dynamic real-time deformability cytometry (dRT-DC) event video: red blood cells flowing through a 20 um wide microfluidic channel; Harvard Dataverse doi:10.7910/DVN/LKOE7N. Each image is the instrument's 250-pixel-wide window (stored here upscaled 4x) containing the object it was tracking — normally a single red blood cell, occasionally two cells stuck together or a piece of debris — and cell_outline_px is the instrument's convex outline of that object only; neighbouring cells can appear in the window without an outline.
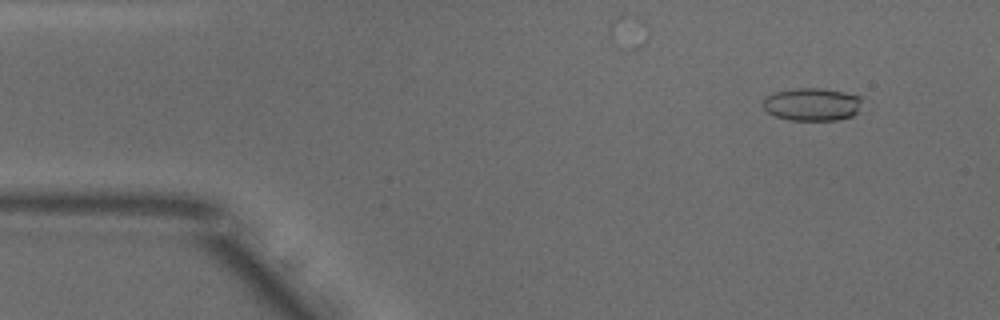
{"species": "common noctule bat (a hibernating species)", "species_latin": "Nyctalus noctula", "temperature_condition": "warm", "stored_images_in_passage": 52, "camera_frame_rate_fps": 3000, "um_per_image_px": 0.085, "animal": {"sex": "male", "body_mass_g": 18.8}, "frame": {"image": 1, "passage_image": 5, "time_ms": 1.333, "image_size_px": [1000, 320], "cell_outline_px": [[860, 100], [856, 112], [852, 116], [836, 120], [788, 120], [776, 116], [768, 112], [760, 104], [764, 96], [776, 92], [796, 88], [820, 88], [844, 92], [860, 96]], "centroid_in_image_um": [68.95, 8.86], "position_along_channel_um": 16.1, "area_um2": 18.9}}
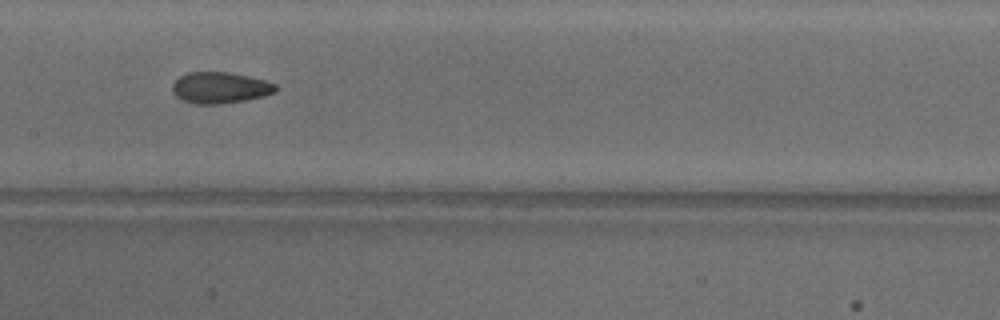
{"frame": {"image": 2, "passage_image": 25, "time_ms": 8.0, "image_size_px": [1000, 320], "cell_outline_px": [[280, 88], [276, 92], [264, 96], [248, 100], [216, 104], [196, 104], [184, 100], [176, 96], [172, 92], [172, 84], [180, 76], [188, 72], [232, 72], [264, 80], [276, 84]], "centroid_in_image_um": [18.74, 7.45], "position_along_channel_um": 188.7, "area_um2": 18.96}}
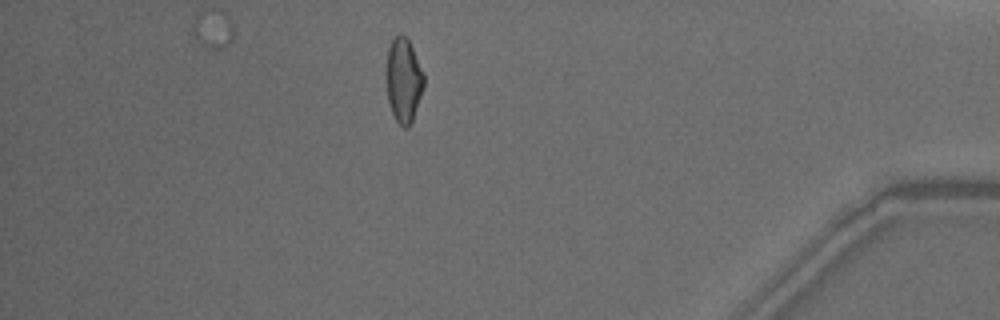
{"frame": {"image": 3, "passage_image": 45, "time_ms": 14.667, "image_size_px": [1000, 320], "cell_outline_px": [[424, 88], [412, 120], [408, 128], [404, 128], [396, 120], [392, 112], [388, 100], [388, 48], [392, 40], [400, 32], [408, 36], [424, 72]], "centroid_in_image_um": [34.35, 6.77], "position_along_channel_um": 400.9, "area_um2": 18.32}, "authors_computed_cell_mechanics": {"area_um2": 18.9295, "velocity_mm_per_s": 3.8748, "shape_relaxation_time_tau1_ms": 9.0195, "shape_relaxation_time_tau2_ms": 2.6214, "deformation_change_tau1": 0.1932, "deformation_change_tau2": 0.0824}}